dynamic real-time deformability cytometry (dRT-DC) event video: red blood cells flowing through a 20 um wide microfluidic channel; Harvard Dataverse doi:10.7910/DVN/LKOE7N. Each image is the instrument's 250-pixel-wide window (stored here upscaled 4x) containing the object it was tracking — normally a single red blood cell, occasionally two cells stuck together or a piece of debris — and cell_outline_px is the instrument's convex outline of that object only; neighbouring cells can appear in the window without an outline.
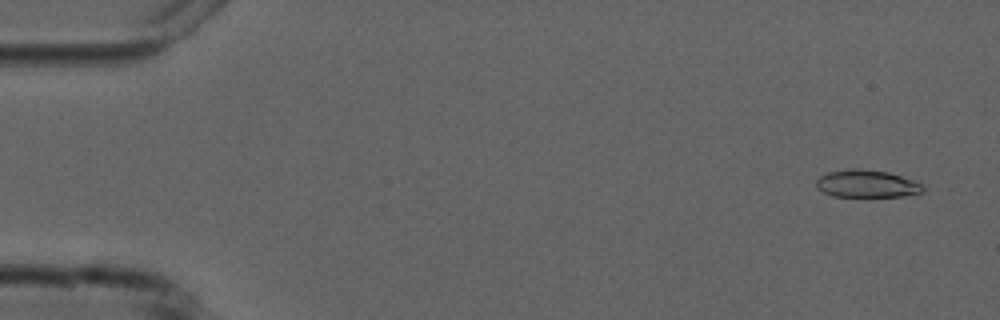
{"species": "common noctule bat (a hibernating species)", "species_latin": "Nyctalus noctula", "temperature_condition": "cold", "stored_images_in_passage": 5, "camera_frame_rate_fps": 3000, "um_per_image_px": 0.085, "animal": {"sex": "male", "forearm_length_mm": 52.5}, "frame": {"image": 1, "passage_image": 1, "time_ms": 0.0, "image_size_px": [1000, 320], "cell_outline_px": [[924, 192], [904, 196], [832, 196], [816, 188], [816, 180], [820, 176], [828, 172], [852, 168], [860, 168], [888, 172], [924, 184]], "centroid_in_image_um": [73.68, 15.61], "position_along_channel_um": 11.3, "area_um2": 17.11}}
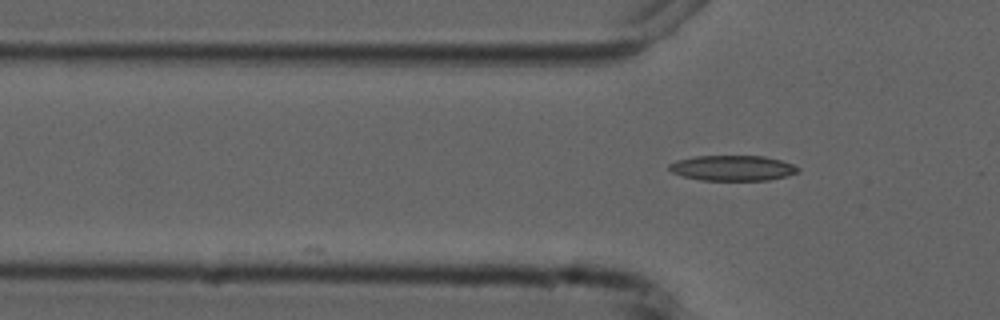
{"frame": {"image": 2, "passage_image": 5, "time_ms": 4.667, "image_size_px": [1000, 320], "cell_outline_px": [[800, 172], [788, 176], [768, 180], [700, 180], [684, 176], [672, 172], [668, 168], [668, 164], [676, 160], [696, 156], [764, 156], [780, 160], [792, 164], [800, 168]], "centroid_in_image_um": [62.29, 14.28], "position_along_channel_um": 63.5, "area_um2": 19.07}}